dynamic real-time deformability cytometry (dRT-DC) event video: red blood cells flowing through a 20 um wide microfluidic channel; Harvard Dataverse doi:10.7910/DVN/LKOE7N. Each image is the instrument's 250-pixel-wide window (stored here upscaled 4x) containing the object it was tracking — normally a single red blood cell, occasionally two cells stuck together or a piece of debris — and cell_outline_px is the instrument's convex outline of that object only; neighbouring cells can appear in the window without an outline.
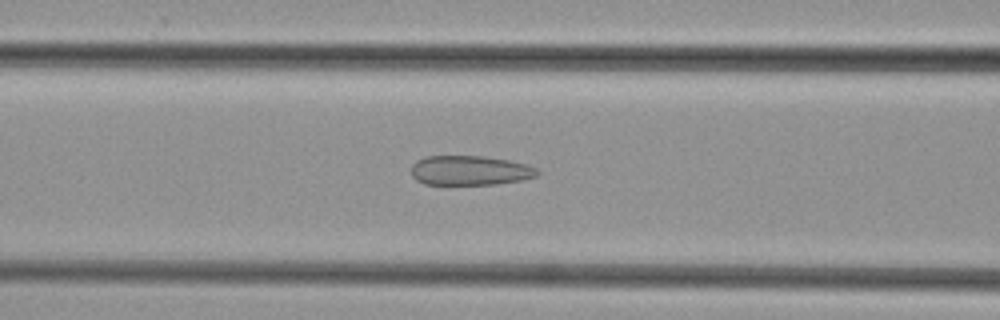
{"species": "common noctule bat (a hibernating species)", "species_latin": "Nyctalus noctula", "temperature_condition": "cold", "stored_images_in_passage": 47, "camera_frame_rate_fps": 3000, "um_per_image_px": 0.085, "animal": {"sex": "female", "body_mass_g": 29.2, "forearm_length_mm": 56.3}, "frame": {"image": 1, "passage_image": 19, "time_ms": 6.0, "image_size_px": [1000, 320], "cell_outline_px": [[540, 172], [536, 176], [520, 180], [496, 184], [424, 184], [416, 180], [412, 176], [412, 164], [416, 160], [424, 156], [484, 156], [508, 160], [528, 164], [536, 168]], "centroid_in_image_um": [39.93, 14.48], "position_along_channel_um": 126.7, "area_um2": 21.79}}
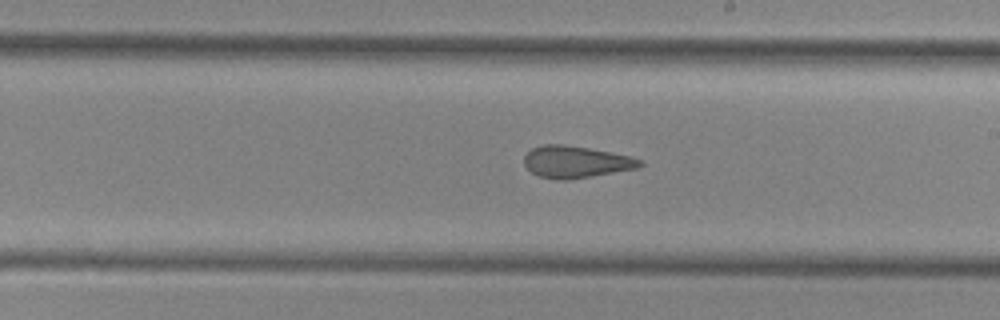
{"frame": {"image": 2, "passage_image": 27, "time_ms": 8.667, "image_size_px": [1000, 320], "cell_outline_px": [[644, 164], [636, 168], [572, 180], [556, 180], [540, 176], [532, 172], [524, 164], [524, 156], [532, 148], [544, 144], [564, 144], [588, 148], [632, 156], [644, 160]], "centroid_in_image_um": [48.97, 13.76], "position_along_channel_um": 240.0, "area_um2": 21.62}}
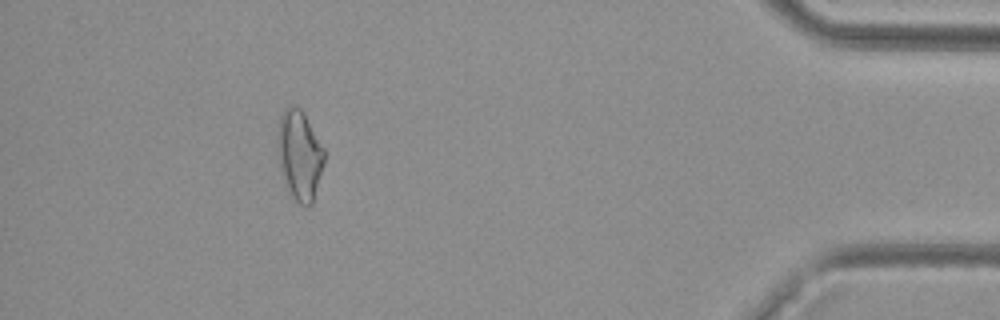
{"frame": {"image": 3, "passage_image": 43, "time_ms": 14.0, "image_size_px": [1000, 320], "cell_outline_px": [[324, 160], [312, 204], [308, 208], [300, 204], [288, 192], [280, 168], [276, 132], [280, 116], [284, 108], [300, 108], [304, 112], [324, 148]], "centroid_in_image_um": [25.44, 13.18], "position_along_channel_um": 409.8, "area_um2": 24.28}}